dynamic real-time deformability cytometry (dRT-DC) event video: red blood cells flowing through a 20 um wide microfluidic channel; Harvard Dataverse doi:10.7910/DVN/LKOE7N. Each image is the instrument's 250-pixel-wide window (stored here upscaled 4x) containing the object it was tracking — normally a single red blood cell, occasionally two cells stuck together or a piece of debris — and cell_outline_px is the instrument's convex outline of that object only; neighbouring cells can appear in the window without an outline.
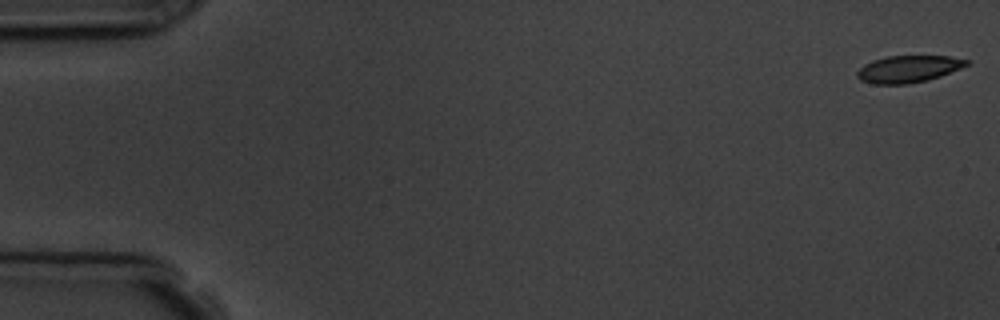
{"species": "common noctule bat (a hibernating species)", "species_latin": "Nyctalus noctula", "temperature_condition": "room temperature", "stored_images_in_passage": 5, "camera_frame_rate_fps": 3000, "um_per_image_px": 0.085, "animal": {"sex": "male", "body_mass_g": 19.5, "forearm_length_mm": 54.6}, "frame": {"image": 1, "passage_image": 1, "time_ms": 0.0, "image_size_px": [1000, 320], "cell_outline_px": [[968, 64], [960, 68], [940, 76], [928, 80], [908, 84], [872, 84], [860, 80], [856, 76], [856, 72], [864, 64], [872, 60], [888, 56], [948, 56], [968, 60]], "centroid_in_image_um": [77.16, 5.87], "position_along_channel_um": 7.8, "area_um2": 17.17}}
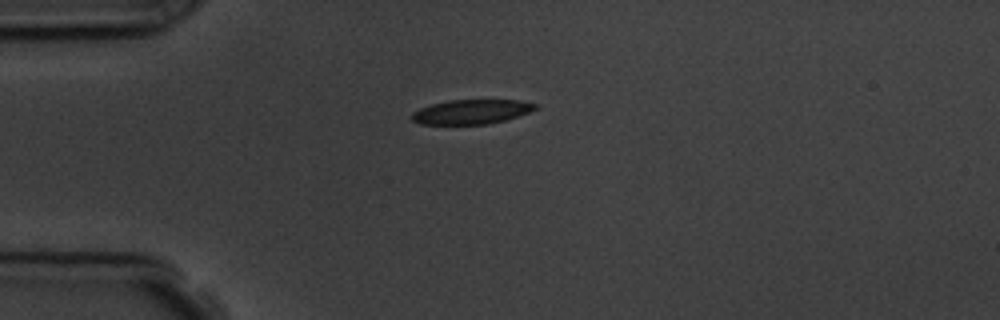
{"frame": {"image": 2, "passage_image": 4, "time_ms": 4.333, "image_size_px": [1000, 320], "cell_outline_px": [[540, 104], [536, 108], [528, 112], [504, 120], [488, 124], [420, 124], [412, 120], [412, 112], [420, 108], [432, 104], [448, 100], [520, 100]], "centroid_in_image_um": [40.07, 9.49], "position_along_channel_um": 44.9, "area_um2": 17.51}}